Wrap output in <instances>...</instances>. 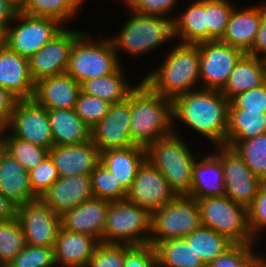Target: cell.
Masks as SVG:
<instances>
[{"instance_id": "cell-1", "label": "cell", "mask_w": 266, "mask_h": 267, "mask_svg": "<svg viewBox=\"0 0 266 267\" xmlns=\"http://www.w3.org/2000/svg\"><path fill=\"white\" fill-rule=\"evenodd\" d=\"M229 104L219 90L193 89L172 100L173 119L182 120L217 146H226Z\"/></svg>"}, {"instance_id": "cell-23", "label": "cell", "mask_w": 266, "mask_h": 267, "mask_svg": "<svg viewBox=\"0 0 266 267\" xmlns=\"http://www.w3.org/2000/svg\"><path fill=\"white\" fill-rule=\"evenodd\" d=\"M99 243L90 235L60 227L54 246L56 264L62 263L63 267H88Z\"/></svg>"}, {"instance_id": "cell-49", "label": "cell", "mask_w": 266, "mask_h": 267, "mask_svg": "<svg viewBox=\"0 0 266 267\" xmlns=\"http://www.w3.org/2000/svg\"><path fill=\"white\" fill-rule=\"evenodd\" d=\"M176 0H131L128 5L132 12L157 15L164 17L173 6Z\"/></svg>"}, {"instance_id": "cell-20", "label": "cell", "mask_w": 266, "mask_h": 267, "mask_svg": "<svg viewBox=\"0 0 266 267\" xmlns=\"http://www.w3.org/2000/svg\"><path fill=\"white\" fill-rule=\"evenodd\" d=\"M0 86L18 100L33 99V81L28 58L10 50L6 45L0 48Z\"/></svg>"}, {"instance_id": "cell-38", "label": "cell", "mask_w": 266, "mask_h": 267, "mask_svg": "<svg viewBox=\"0 0 266 267\" xmlns=\"http://www.w3.org/2000/svg\"><path fill=\"white\" fill-rule=\"evenodd\" d=\"M5 151L28 172L35 169L47 156L48 150L15 136L4 138Z\"/></svg>"}, {"instance_id": "cell-31", "label": "cell", "mask_w": 266, "mask_h": 267, "mask_svg": "<svg viewBox=\"0 0 266 267\" xmlns=\"http://www.w3.org/2000/svg\"><path fill=\"white\" fill-rule=\"evenodd\" d=\"M155 248L158 267H206L184 238L150 241Z\"/></svg>"}, {"instance_id": "cell-11", "label": "cell", "mask_w": 266, "mask_h": 267, "mask_svg": "<svg viewBox=\"0 0 266 267\" xmlns=\"http://www.w3.org/2000/svg\"><path fill=\"white\" fill-rule=\"evenodd\" d=\"M3 127L12 128L11 135L48 151L54 145L47 109L34 99L17 100L9 121Z\"/></svg>"}, {"instance_id": "cell-19", "label": "cell", "mask_w": 266, "mask_h": 267, "mask_svg": "<svg viewBox=\"0 0 266 267\" xmlns=\"http://www.w3.org/2000/svg\"><path fill=\"white\" fill-rule=\"evenodd\" d=\"M94 197L90 175L59 177L40 197L57 215Z\"/></svg>"}, {"instance_id": "cell-34", "label": "cell", "mask_w": 266, "mask_h": 267, "mask_svg": "<svg viewBox=\"0 0 266 267\" xmlns=\"http://www.w3.org/2000/svg\"><path fill=\"white\" fill-rule=\"evenodd\" d=\"M184 239L206 266L233 244L226 237L204 226L194 230Z\"/></svg>"}, {"instance_id": "cell-45", "label": "cell", "mask_w": 266, "mask_h": 267, "mask_svg": "<svg viewBox=\"0 0 266 267\" xmlns=\"http://www.w3.org/2000/svg\"><path fill=\"white\" fill-rule=\"evenodd\" d=\"M229 109L266 113V82L258 88L238 94L230 101Z\"/></svg>"}, {"instance_id": "cell-40", "label": "cell", "mask_w": 266, "mask_h": 267, "mask_svg": "<svg viewBox=\"0 0 266 267\" xmlns=\"http://www.w3.org/2000/svg\"><path fill=\"white\" fill-rule=\"evenodd\" d=\"M233 9L228 0H207V41L222 39Z\"/></svg>"}, {"instance_id": "cell-13", "label": "cell", "mask_w": 266, "mask_h": 267, "mask_svg": "<svg viewBox=\"0 0 266 267\" xmlns=\"http://www.w3.org/2000/svg\"><path fill=\"white\" fill-rule=\"evenodd\" d=\"M200 56V78L204 79L203 89L221 91L244 53L221 40L197 44Z\"/></svg>"}, {"instance_id": "cell-57", "label": "cell", "mask_w": 266, "mask_h": 267, "mask_svg": "<svg viewBox=\"0 0 266 267\" xmlns=\"http://www.w3.org/2000/svg\"><path fill=\"white\" fill-rule=\"evenodd\" d=\"M3 44H4V37L3 34L0 33V48L2 47Z\"/></svg>"}, {"instance_id": "cell-8", "label": "cell", "mask_w": 266, "mask_h": 267, "mask_svg": "<svg viewBox=\"0 0 266 267\" xmlns=\"http://www.w3.org/2000/svg\"><path fill=\"white\" fill-rule=\"evenodd\" d=\"M120 34L110 40L114 50L121 47L132 54H142L174 38V19L135 13Z\"/></svg>"}, {"instance_id": "cell-41", "label": "cell", "mask_w": 266, "mask_h": 267, "mask_svg": "<svg viewBox=\"0 0 266 267\" xmlns=\"http://www.w3.org/2000/svg\"><path fill=\"white\" fill-rule=\"evenodd\" d=\"M110 105L109 102L81 90L74 110L89 128H93L108 113Z\"/></svg>"}, {"instance_id": "cell-3", "label": "cell", "mask_w": 266, "mask_h": 267, "mask_svg": "<svg viewBox=\"0 0 266 267\" xmlns=\"http://www.w3.org/2000/svg\"><path fill=\"white\" fill-rule=\"evenodd\" d=\"M167 56L160 69L147 75L143 81L155 93L173 100L178 95L192 91L191 88L200 79L198 45L181 43Z\"/></svg>"}, {"instance_id": "cell-18", "label": "cell", "mask_w": 266, "mask_h": 267, "mask_svg": "<svg viewBox=\"0 0 266 267\" xmlns=\"http://www.w3.org/2000/svg\"><path fill=\"white\" fill-rule=\"evenodd\" d=\"M48 156L60 177L90 175L101 161V152L92 140L78 145H53Z\"/></svg>"}, {"instance_id": "cell-39", "label": "cell", "mask_w": 266, "mask_h": 267, "mask_svg": "<svg viewBox=\"0 0 266 267\" xmlns=\"http://www.w3.org/2000/svg\"><path fill=\"white\" fill-rule=\"evenodd\" d=\"M90 176L95 198L106 199L108 201L126 199L127 191L101 162L95 167Z\"/></svg>"}, {"instance_id": "cell-21", "label": "cell", "mask_w": 266, "mask_h": 267, "mask_svg": "<svg viewBox=\"0 0 266 267\" xmlns=\"http://www.w3.org/2000/svg\"><path fill=\"white\" fill-rule=\"evenodd\" d=\"M109 202L95 197L82 202L61 216V227L71 232L90 235L102 242Z\"/></svg>"}, {"instance_id": "cell-51", "label": "cell", "mask_w": 266, "mask_h": 267, "mask_svg": "<svg viewBox=\"0 0 266 267\" xmlns=\"http://www.w3.org/2000/svg\"><path fill=\"white\" fill-rule=\"evenodd\" d=\"M259 52L264 53L263 57L258 56ZM248 55L254 56L256 58H262L266 60V7H263V16L260 24V28L257 33L255 43L248 53Z\"/></svg>"}, {"instance_id": "cell-6", "label": "cell", "mask_w": 266, "mask_h": 267, "mask_svg": "<svg viewBox=\"0 0 266 267\" xmlns=\"http://www.w3.org/2000/svg\"><path fill=\"white\" fill-rule=\"evenodd\" d=\"M202 226L211 228L233 244H253L248 224V208L227 196L196 199Z\"/></svg>"}, {"instance_id": "cell-54", "label": "cell", "mask_w": 266, "mask_h": 267, "mask_svg": "<svg viewBox=\"0 0 266 267\" xmlns=\"http://www.w3.org/2000/svg\"><path fill=\"white\" fill-rule=\"evenodd\" d=\"M263 259L257 257L255 254L251 253L240 265L239 267H262Z\"/></svg>"}, {"instance_id": "cell-16", "label": "cell", "mask_w": 266, "mask_h": 267, "mask_svg": "<svg viewBox=\"0 0 266 267\" xmlns=\"http://www.w3.org/2000/svg\"><path fill=\"white\" fill-rule=\"evenodd\" d=\"M91 140L100 152L136 145L130 132V97L110 105L104 118L91 128Z\"/></svg>"}, {"instance_id": "cell-17", "label": "cell", "mask_w": 266, "mask_h": 267, "mask_svg": "<svg viewBox=\"0 0 266 267\" xmlns=\"http://www.w3.org/2000/svg\"><path fill=\"white\" fill-rule=\"evenodd\" d=\"M81 34L63 29L36 54L28 58L30 74L35 83L66 72L71 48Z\"/></svg>"}, {"instance_id": "cell-42", "label": "cell", "mask_w": 266, "mask_h": 267, "mask_svg": "<svg viewBox=\"0 0 266 267\" xmlns=\"http://www.w3.org/2000/svg\"><path fill=\"white\" fill-rule=\"evenodd\" d=\"M56 265L54 248L26 244L7 267H53Z\"/></svg>"}, {"instance_id": "cell-27", "label": "cell", "mask_w": 266, "mask_h": 267, "mask_svg": "<svg viewBox=\"0 0 266 267\" xmlns=\"http://www.w3.org/2000/svg\"><path fill=\"white\" fill-rule=\"evenodd\" d=\"M265 82L266 60L244 54L235 64L221 92L231 101L238 94L258 88Z\"/></svg>"}, {"instance_id": "cell-28", "label": "cell", "mask_w": 266, "mask_h": 267, "mask_svg": "<svg viewBox=\"0 0 266 267\" xmlns=\"http://www.w3.org/2000/svg\"><path fill=\"white\" fill-rule=\"evenodd\" d=\"M145 160V147L134 145L101 152L100 162L106 166L122 187L128 191L137 175L139 167Z\"/></svg>"}, {"instance_id": "cell-24", "label": "cell", "mask_w": 266, "mask_h": 267, "mask_svg": "<svg viewBox=\"0 0 266 267\" xmlns=\"http://www.w3.org/2000/svg\"><path fill=\"white\" fill-rule=\"evenodd\" d=\"M262 16V6L241 12L234 7L221 41L248 54L255 43Z\"/></svg>"}, {"instance_id": "cell-14", "label": "cell", "mask_w": 266, "mask_h": 267, "mask_svg": "<svg viewBox=\"0 0 266 267\" xmlns=\"http://www.w3.org/2000/svg\"><path fill=\"white\" fill-rule=\"evenodd\" d=\"M216 154L223 167L225 196L233 202L249 207L255 199L262 180L255 176L233 148L220 146Z\"/></svg>"}, {"instance_id": "cell-36", "label": "cell", "mask_w": 266, "mask_h": 267, "mask_svg": "<svg viewBox=\"0 0 266 267\" xmlns=\"http://www.w3.org/2000/svg\"><path fill=\"white\" fill-rule=\"evenodd\" d=\"M83 0H25L22 11L25 14L39 17H48L67 21L73 14H76L78 7Z\"/></svg>"}, {"instance_id": "cell-58", "label": "cell", "mask_w": 266, "mask_h": 267, "mask_svg": "<svg viewBox=\"0 0 266 267\" xmlns=\"http://www.w3.org/2000/svg\"><path fill=\"white\" fill-rule=\"evenodd\" d=\"M262 267H266V261H265V260H263V265H262Z\"/></svg>"}, {"instance_id": "cell-44", "label": "cell", "mask_w": 266, "mask_h": 267, "mask_svg": "<svg viewBox=\"0 0 266 267\" xmlns=\"http://www.w3.org/2000/svg\"><path fill=\"white\" fill-rule=\"evenodd\" d=\"M124 244L100 242L92 255L88 267H123Z\"/></svg>"}, {"instance_id": "cell-15", "label": "cell", "mask_w": 266, "mask_h": 267, "mask_svg": "<svg viewBox=\"0 0 266 267\" xmlns=\"http://www.w3.org/2000/svg\"><path fill=\"white\" fill-rule=\"evenodd\" d=\"M176 196L161 172L146 159L139 167L126 199L152 214Z\"/></svg>"}, {"instance_id": "cell-10", "label": "cell", "mask_w": 266, "mask_h": 267, "mask_svg": "<svg viewBox=\"0 0 266 267\" xmlns=\"http://www.w3.org/2000/svg\"><path fill=\"white\" fill-rule=\"evenodd\" d=\"M13 19L22 22L8 27L3 34L4 45L19 55L29 58L56 37L63 28L61 22L48 17L32 16L18 10Z\"/></svg>"}, {"instance_id": "cell-53", "label": "cell", "mask_w": 266, "mask_h": 267, "mask_svg": "<svg viewBox=\"0 0 266 267\" xmlns=\"http://www.w3.org/2000/svg\"><path fill=\"white\" fill-rule=\"evenodd\" d=\"M17 205L0 191V221H7L15 218Z\"/></svg>"}, {"instance_id": "cell-56", "label": "cell", "mask_w": 266, "mask_h": 267, "mask_svg": "<svg viewBox=\"0 0 266 267\" xmlns=\"http://www.w3.org/2000/svg\"><path fill=\"white\" fill-rule=\"evenodd\" d=\"M12 5H14L18 10H20L25 2V0H7Z\"/></svg>"}, {"instance_id": "cell-52", "label": "cell", "mask_w": 266, "mask_h": 267, "mask_svg": "<svg viewBox=\"0 0 266 267\" xmlns=\"http://www.w3.org/2000/svg\"><path fill=\"white\" fill-rule=\"evenodd\" d=\"M18 9L7 0H0V33L4 34L9 27L8 21L14 18Z\"/></svg>"}, {"instance_id": "cell-22", "label": "cell", "mask_w": 266, "mask_h": 267, "mask_svg": "<svg viewBox=\"0 0 266 267\" xmlns=\"http://www.w3.org/2000/svg\"><path fill=\"white\" fill-rule=\"evenodd\" d=\"M80 91L81 85L65 72L35 83L33 99L47 110L74 109Z\"/></svg>"}, {"instance_id": "cell-4", "label": "cell", "mask_w": 266, "mask_h": 267, "mask_svg": "<svg viewBox=\"0 0 266 267\" xmlns=\"http://www.w3.org/2000/svg\"><path fill=\"white\" fill-rule=\"evenodd\" d=\"M174 131L149 144L146 159L168 181L177 195H187L191 189L195 158L189 148Z\"/></svg>"}, {"instance_id": "cell-29", "label": "cell", "mask_w": 266, "mask_h": 267, "mask_svg": "<svg viewBox=\"0 0 266 267\" xmlns=\"http://www.w3.org/2000/svg\"><path fill=\"white\" fill-rule=\"evenodd\" d=\"M54 145H78L91 140V128L74 109L47 110Z\"/></svg>"}, {"instance_id": "cell-32", "label": "cell", "mask_w": 266, "mask_h": 267, "mask_svg": "<svg viewBox=\"0 0 266 267\" xmlns=\"http://www.w3.org/2000/svg\"><path fill=\"white\" fill-rule=\"evenodd\" d=\"M266 133V113L229 109L226 145Z\"/></svg>"}, {"instance_id": "cell-50", "label": "cell", "mask_w": 266, "mask_h": 267, "mask_svg": "<svg viewBox=\"0 0 266 267\" xmlns=\"http://www.w3.org/2000/svg\"><path fill=\"white\" fill-rule=\"evenodd\" d=\"M17 100L8 90L0 86V127L9 121Z\"/></svg>"}, {"instance_id": "cell-55", "label": "cell", "mask_w": 266, "mask_h": 267, "mask_svg": "<svg viewBox=\"0 0 266 267\" xmlns=\"http://www.w3.org/2000/svg\"><path fill=\"white\" fill-rule=\"evenodd\" d=\"M7 130L4 127H0V133L2 135L3 131ZM0 135V155L5 151V141L4 137Z\"/></svg>"}, {"instance_id": "cell-33", "label": "cell", "mask_w": 266, "mask_h": 267, "mask_svg": "<svg viewBox=\"0 0 266 267\" xmlns=\"http://www.w3.org/2000/svg\"><path fill=\"white\" fill-rule=\"evenodd\" d=\"M122 75V69L119 68L110 75L85 80L80 84L81 90L110 104L122 102L135 89L126 84Z\"/></svg>"}, {"instance_id": "cell-7", "label": "cell", "mask_w": 266, "mask_h": 267, "mask_svg": "<svg viewBox=\"0 0 266 267\" xmlns=\"http://www.w3.org/2000/svg\"><path fill=\"white\" fill-rule=\"evenodd\" d=\"M88 38L84 33L74 41L66 69V73L79 84L91 78L110 75L120 68L117 51L110 40L94 43Z\"/></svg>"}, {"instance_id": "cell-30", "label": "cell", "mask_w": 266, "mask_h": 267, "mask_svg": "<svg viewBox=\"0 0 266 267\" xmlns=\"http://www.w3.org/2000/svg\"><path fill=\"white\" fill-rule=\"evenodd\" d=\"M181 36L183 44L207 42V0H197L174 19V36Z\"/></svg>"}, {"instance_id": "cell-35", "label": "cell", "mask_w": 266, "mask_h": 267, "mask_svg": "<svg viewBox=\"0 0 266 267\" xmlns=\"http://www.w3.org/2000/svg\"><path fill=\"white\" fill-rule=\"evenodd\" d=\"M226 146L236 151L255 176L266 181V133Z\"/></svg>"}, {"instance_id": "cell-26", "label": "cell", "mask_w": 266, "mask_h": 267, "mask_svg": "<svg viewBox=\"0 0 266 267\" xmlns=\"http://www.w3.org/2000/svg\"><path fill=\"white\" fill-rule=\"evenodd\" d=\"M194 199L225 196V181L220 158L207 155L201 162L193 164L192 183L187 194Z\"/></svg>"}, {"instance_id": "cell-46", "label": "cell", "mask_w": 266, "mask_h": 267, "mask_svg": "<svg viewBox=\"0 0 266 267\" xmlns=\"http://www.w3.org/2000/svg\"><path fill=\"white\" fill-rule=\"evenodd\" d=\"M158 267L155 248L152 244L129 246L124 245L123 267Z\"/></svg>"}, {"instance_id": "cell-5", "label": "cell", "mask_w": 266, "mask_h": 267, "mask_svg": "<svg viewBox=\"0 0 266 267\" xmlns=\"http://www.w3.org/2000/svg\"><path fill=\"white\" fill-rule=\"evenodd\" d=\"M151 218L152 214L147 209L131 203L127 199L110 201L102 243L129 246L150 244ZM120 239L123 241L118 242Z\"/></svg>"}, {"instance_id": "cell-43", "label": "cell", "mask_w": 266, "mask_h": 267, "mask_svg": "<svg viewBox=\"0 0 266 267\" xmlns=\"http://www.w3.org/2000/svg\"><path fill=\"white\" fill-rule=\"evenodd\" d=\"M28 173L31 188L39 198L60 177L58 169L49 156Z\"/></svg>"}, {"instance_id": "cell-9", "label": "cell", "mask_w": 266, "mask_h": 267, "mask_svg": "<svg viewBox=\"0 0 266 267\" xmlns=\"http://www.w3.org/2000/svg\"><path fill=\"white\" fill-rule=\"evenodd\" d=\"M151 219L150 241L185 238L202 226L197 201L188 195H177L155 210Z\"/></svg>"}, {"instance_id": "cell-12", "label": "cell", "mask_w": 266, "mask_h": 267, "mask_svg": "<svg viewBox=\"0 0 266 267\" xmlns=\"http://www.w3.org/2000/svg\"><path fill=\"white\" fill-rule=\"evenodd\" d=\"M16 217L26 244L54 248L61 227V216L40 198L18 205Z\"/></svg>"}, {"instance_id": "cell-2", "label": "cell", "mask_w": 266, "mask_h": 267, "mask_svg": "<svg viewBox=\"0 0 266 267\" xmlns=\"http://www.w3.org/2000/svg\"><path fill=\"white\" fill-rule=\"evenodd\" d=\"M129 97L130 132L136 145L146 148L173 132L172 99L155 93L144 81L135 87Z\"/></svg>"}, {"instance_id": "cell-25", "label": "cell", "mask_w": 266, "mask_h": 267, "mask_svg": "<svg viewBox=\"0 0 266 267\" xmlns=\"http://www.w3.org/2000/svg\"><path fill=\"white\" fill-rule=\"evenodd\" d=\"M0 191L17 206L37 200L28 171L8 152L0 155Z\"/></svg>"}, {"instance_id": "cell-48", "label": "cell", "mask_w": 266, "mask_h": 267, "mask_svg": "<svg viewBox=\"0 0 266 267\" xmlns=\"http://www.w3.org/2000/svg\"><path fill=\"white\" fill-rule=\"evenodd\" d=\"M253 244H232L226 251L210 262L206 267H239L252 253Z\"/></svg>"}, {"instance_id": "cell-37", "label": "cell", "mask_w": 266, "mask_h": 267, "mask_svg": "<svg viewBox=\"0 0 266 267\" xmlns=\"http://www.w3.org/2000/svg\"><path fill=\"white\" fill-rule=\"evenodd\" d=\"M26 246L17 217L0 221V264L7 266Z\"/></svg>"}, {"instance_id": "cell-47", "label": "cell", "mask_w": 266, "mask_h": 267, "mask_svg": "<svg viewBox=\"0 0 266 267\" xmlns=\"http://www.w3.org/2000/svg\"><path fill=\"white\" fill-rule=\"evenodd\" d=\"M248 224L253 239L256 231L266 227V181H263L253 203L248 207Z\"/></svg>"}]
</instances>
